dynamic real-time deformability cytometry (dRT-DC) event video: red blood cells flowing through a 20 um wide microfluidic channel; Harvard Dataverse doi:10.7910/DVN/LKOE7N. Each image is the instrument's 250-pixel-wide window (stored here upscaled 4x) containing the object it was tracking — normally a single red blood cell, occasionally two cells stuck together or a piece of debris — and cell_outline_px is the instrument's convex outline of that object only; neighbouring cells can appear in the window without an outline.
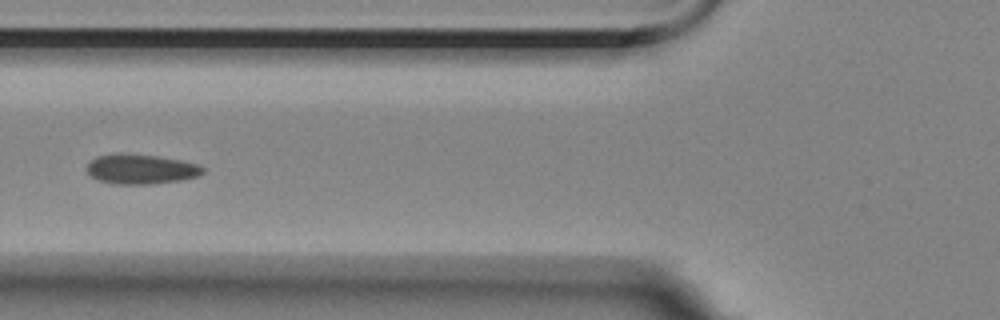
{"species": "Egyptian fruit bat (a non-hibernating species)", "species_latin": "Rousettus aegyptiacus", "temperature_condition": "room temperature", "stored_images_in_passage": 5, "camera_frame_rate_fps": 3000, "um_per_image_px": 0.085, "animal": {"sex": "female"}, "frame": {"image": 1, "passage_image": 3, "time_ms": 2.333, "image_size_px": [1000, 320], "cell_outline_px": [[204, 172], [200, 176], [180, 180], [148, 184], [112, 184], [96, 180], [88, 172], [88, 164], [96, 156], [120, 152], [156, 156], [180, 160], [196, 164], [204, 168]], "centroid_in_image_um": [11.96, 14.37], "position_along_channel_um": 113.8, "area_um2": 20.17}}
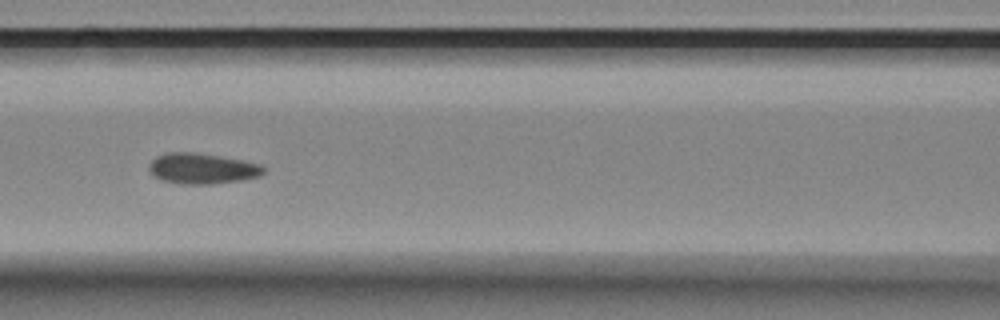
{"frame": {"image": 2, "passage_image": 4, "time_ms": 3.333, "image_size_px": [1000, 320], "cell_outline_px": [[264, 172], [260, 176], [240, 180], [212, 184], [180, 184], [164, 180], [152, 176], [148, 168], [148, 164], [156, 156], [164, 152], [196, 152], [244, 160], [260, 164], [264, 168]], "centroid_in_image_um": [17.15, 14.31], "position_along_channel_um": 149.5, "area_um2": 20.63}}
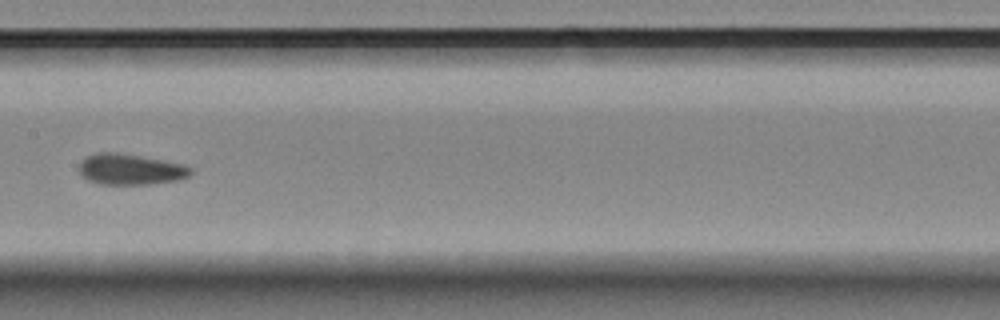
{"frame": {"image": 3, "passage_image": 5, "time_ms": 4.667, "image_size_px": [1000, 320], "cell_outline_px": [[192, 172], [188, 176], [180, 180], [152, 184], [100, 184], [88, 180], [80, 176], [80, 160], [96, 152], [116, 152], [140, 156], [184, 164], [192, 168]], "centroid_in_image_um": [11.08, 14.4], "position_along_channel_um": 196.3, "area_um2": 20.17}}